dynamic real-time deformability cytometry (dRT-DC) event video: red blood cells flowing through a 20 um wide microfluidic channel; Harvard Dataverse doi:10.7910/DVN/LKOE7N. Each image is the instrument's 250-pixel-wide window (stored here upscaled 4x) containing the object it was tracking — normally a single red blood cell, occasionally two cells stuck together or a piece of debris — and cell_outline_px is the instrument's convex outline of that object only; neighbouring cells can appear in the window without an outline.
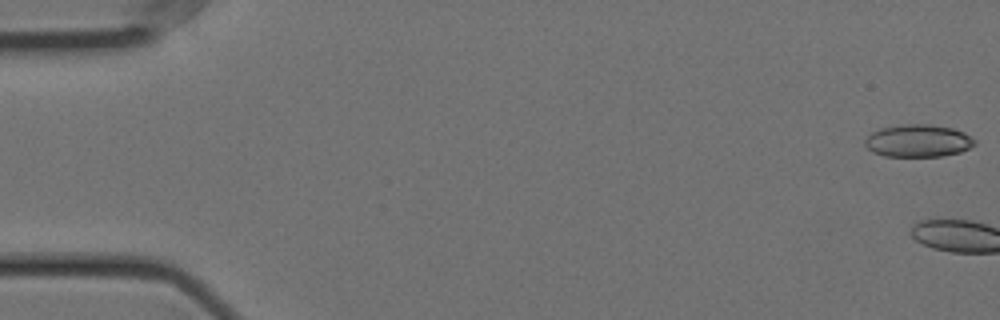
{"species": "Egyptian fruit bat (a non-hibernating species)", "species_latin": "Rousettus aegyptiacus", "temperature_condition": "cold", "stored_images_in_passage": 3, "camera_frame_rate_fps": 3000, "um_per_image_px": 0.085, "animal": {"sex": "female"}, "frame": {"image": 1, "passage_image": 1, "time_ms": 0.0, "image_size_px": [1000, 320], "cell_outline_px": [[976, 144], [960, 152], [940, 156], [884, 156], [872, 152], [864, 144], [864, 140], [872, 132], [880, 128], [908, 124], [928, 124], [952, 128], [964, 132], [972, 136], [976, 140]], "centroid_in_image_um": [78.05, 11.97], "position_along_channel_um": 7.0, "area_um2": 20.75}}